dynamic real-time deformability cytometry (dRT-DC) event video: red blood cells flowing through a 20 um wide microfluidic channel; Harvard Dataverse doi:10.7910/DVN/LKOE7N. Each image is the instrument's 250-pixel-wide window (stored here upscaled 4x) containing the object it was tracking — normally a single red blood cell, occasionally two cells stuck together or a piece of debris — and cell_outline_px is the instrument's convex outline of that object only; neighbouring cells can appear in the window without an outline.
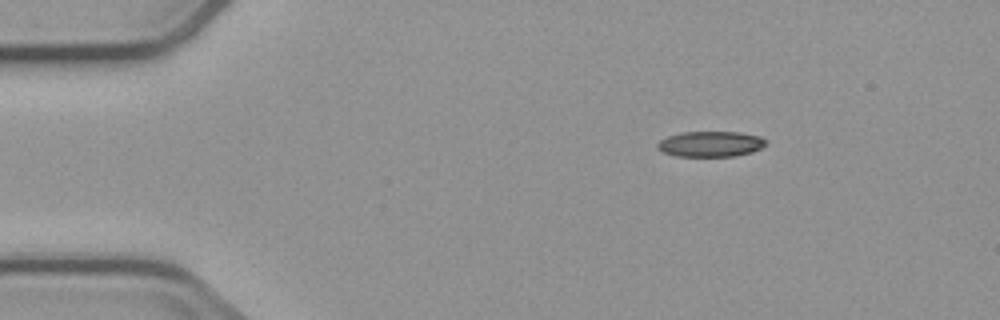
{"species": "common noctule bat (a hibernating species)", "species_latin": "Nyctalus noctula", "temperature_condition": "cold", "stored_images_in_passage": 3, "camera_frame_rate_fps": 3000, "um_per_image_px": 0.085, "animal": {"sex": "male", "body_mass_g": 23.1, "forearm_length_mm": 52.7}, "frame": {"image": 1, "passage_image": 1, "time_ms": 0.0, "image_size_px": [1000, 320], "cell_outline_px": [[768, 144], [752, 152], [736, 156], [676, 156], [664, 152], [656, 148], [656, 144], [660, 140], [668, 136], [684, 132], [740, 132], [760, 136]], "centroid_in_image_um": [60.4, 12.24], "position_along_channel_um": 24.6, "area_um2": 16.13}}